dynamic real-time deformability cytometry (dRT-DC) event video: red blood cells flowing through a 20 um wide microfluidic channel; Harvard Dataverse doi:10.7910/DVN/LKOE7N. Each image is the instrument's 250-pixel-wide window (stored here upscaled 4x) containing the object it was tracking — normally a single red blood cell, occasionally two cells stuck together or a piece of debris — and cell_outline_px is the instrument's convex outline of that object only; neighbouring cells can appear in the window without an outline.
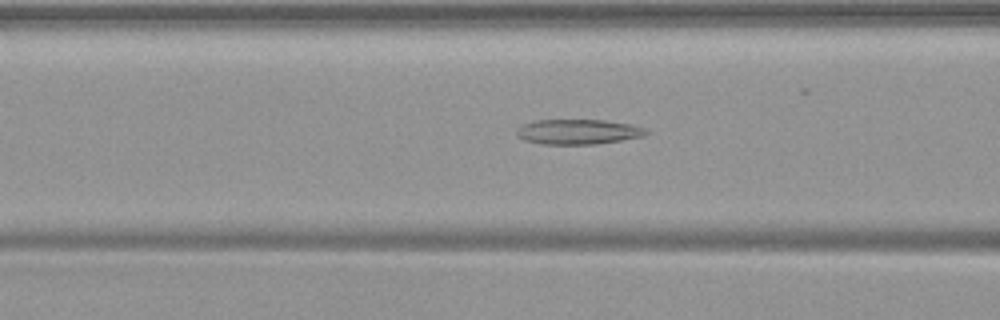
{"species": "common noctule bat (a hibernating species)", "species_latin": "Nyctalus noctula", "temperature_condition": "warm", "stored_images_in_passage": 50, "camera_frame_rate_fps": 3000, "um_per_image_px": 0.085, "animal": {"sex": "female", "body_mass_g": 19.9}, "frame": {"image": 1, "passage_image": 20, "time_ms": 6.333, "image_size_px": [1000, 320], "cell_outline_px": [[648, 132], [644, 136], [596, 144], [540, 144], [524, 140], [516, 136], [516, 128], [524, 124], [536, 120], [604, 120], [632, 124], [644, 128]], "centroid_in_image_um": [49.1, 11.2], "position_along_channel_um": 117.5, "area_um2": 18.9}}
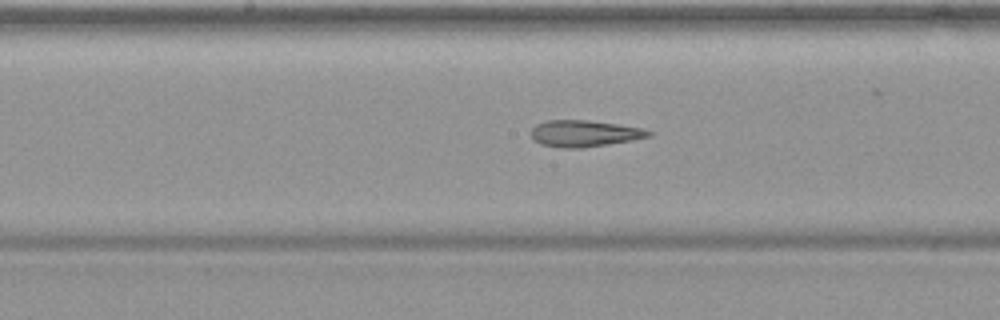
{"frame": {"image": 2, "passage_image": 26, "time_ms": 8.333, "image_size_px": [1000, 320], "cell_outline_px": [[656, 132], [652, 136], [632, 140], [608, 144], [580, 148], [560, 148], [540, 144], [532, 140], [532, 128], [536, 124], [548, 120], [588, 120], [644, 128]], "centroid_in_image_um": [49.7, 11.35], "position_along_channel_um": 198.5, "area_um2": 18.32}}
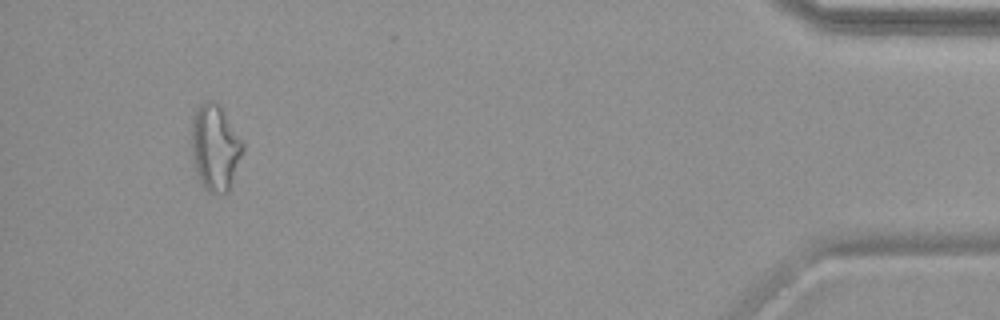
{"frame": {"image": 3, "passage_image": 47, "time_ms": 15.333, "image_size_px": [1000, 320], "cell_outline_px": [[244, 148], [228, 192], [208, 192], [204, 188], [196, 172], [192, 156], [192, 116], [200, 104], [208, 100], [212, 100], [220, 104], [244, 144]], "centroid_in_image_um": [18.28, 12.51], "position_along_channel_um": 416.9, "area_um2": 25.49}}